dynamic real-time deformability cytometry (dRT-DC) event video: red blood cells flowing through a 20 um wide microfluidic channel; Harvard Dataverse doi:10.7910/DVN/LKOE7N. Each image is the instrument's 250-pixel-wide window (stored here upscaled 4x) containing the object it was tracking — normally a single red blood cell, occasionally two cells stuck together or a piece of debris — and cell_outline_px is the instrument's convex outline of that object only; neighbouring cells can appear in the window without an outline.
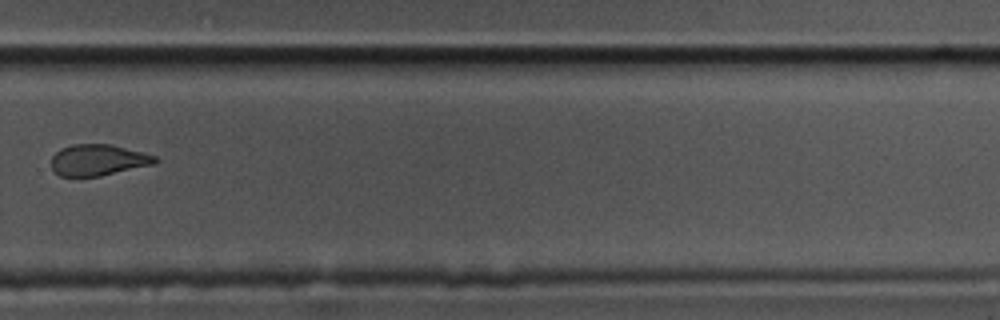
{"species": "common noctule bat (a hibernating species)", "species_latin": "Nyctalus noctula", "temperature_condition": "cold", "stored_images_in_passage": 11, "camera_frame_rate_fps": 3000, "um_per_image_px": 0.085, "animal": {"sex": "male", "body_mass_g": 17.5, "forearm_length_mm": 52.3}, "frame": {"image": 1, "passage_image": 7, "time_ms": 2.0, "image_size_px": [1000, 320], "cell_outline_px": [[160, 160], [156, 164], [100, 176], [60, 176], [52, 168], [52, 156], [60, 148], [72, 144], [112, 144], [156, 156]], "centroid_in_image_um": [8.37, 13.59], "position_along_channel_um": 321.4, "area_um2": 18.96}}
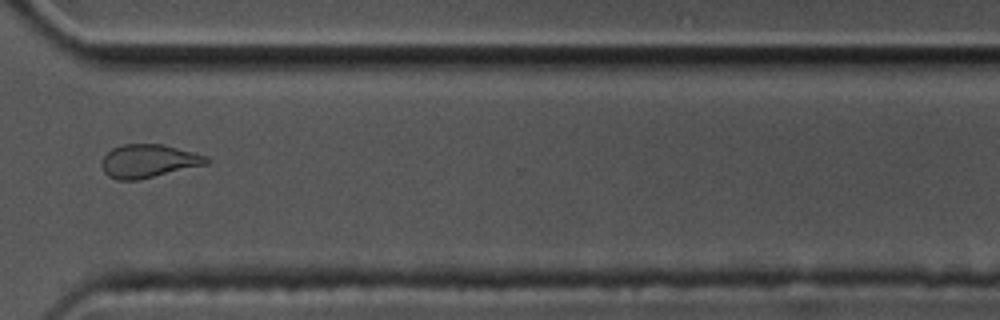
{"frame": {"image": 2, "passage_image": 8, "time_ms": 2.333, "image_size_px": [1000, 320], "cell_outline_px": [[212, 160], [208, 164], [136, 180], [116, 180], [108, 176], [104, 172], [104, 156], [112, 148], [120, 144], [164, 144], [196, 152], [208, 156]], "centroid_in_image_um": [12.69, 13.67], "position_along_channel_um": 357.9, "area_um2": 20.35}}